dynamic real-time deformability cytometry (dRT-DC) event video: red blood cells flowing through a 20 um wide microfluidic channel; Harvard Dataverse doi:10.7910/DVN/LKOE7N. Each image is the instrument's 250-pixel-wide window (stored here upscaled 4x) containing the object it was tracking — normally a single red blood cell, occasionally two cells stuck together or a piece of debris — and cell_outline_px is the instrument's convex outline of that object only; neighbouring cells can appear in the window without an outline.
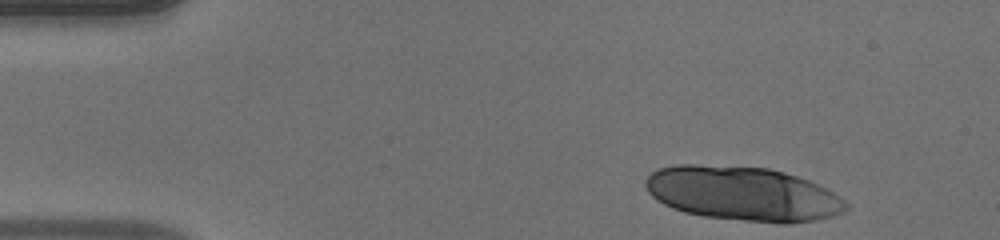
{"species": "human", "species_latin": "Homo sapiens", "temperature_condition": "warm", "stored_images_in_passage": 20, "camera_frame_rate_fps": 3000, "um_per_image_px": 0.085, "donor": {"sex": "male"}, "frame": {"image": 1, "passage_image": 1, "time_ms": 0.0, "image_size_px": [1000, 240], "cell_outline_px": [[848, 208], [844, 212], [832, 216], [816, 220], [788, 224], [780, 224], [704, 216], [684, 212], [672, 208], [664, 204], [652, 196], [648, 192], [644, 184], [644, 180], [652, 172], [660, 168], [676, 164], [696, 164], [768, 168], [784, 172], [808, 180], [832, 192], [844, 200], [848, 204]], "centroid_in_image_um": [63.13, 16.47], "position_along_channel_um": 21.9, "area_um2": 63.41}}
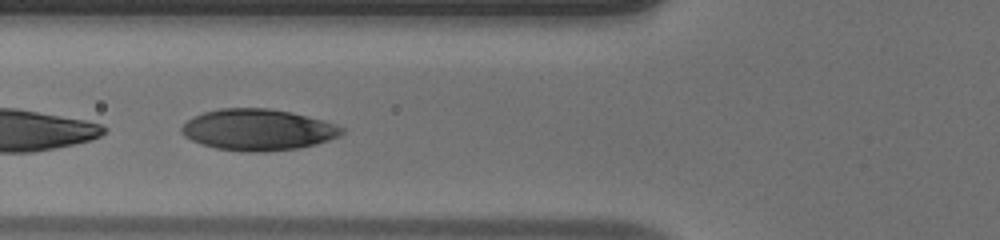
{"frame": {"image": 2, "passage_image": 14, "time_ms": 4.333, "image_size_px": [1000, 240], "cell_outline_px": [[344, 132], [340, 136], [316, 144], [296, 148], [264, 152], [248, 152], [216, 148], [192, 140], [184, 136], [180, 132], [180, 128], [192, 116], [204, 112], [220, 108], [268, 108], [292, 112], [324, 120], [336, 124], [344, 128]], "centroid_in_image_um": [21.93, 11.02], "position_along_channel_um": 103.9, "area_um2": 38.61}}